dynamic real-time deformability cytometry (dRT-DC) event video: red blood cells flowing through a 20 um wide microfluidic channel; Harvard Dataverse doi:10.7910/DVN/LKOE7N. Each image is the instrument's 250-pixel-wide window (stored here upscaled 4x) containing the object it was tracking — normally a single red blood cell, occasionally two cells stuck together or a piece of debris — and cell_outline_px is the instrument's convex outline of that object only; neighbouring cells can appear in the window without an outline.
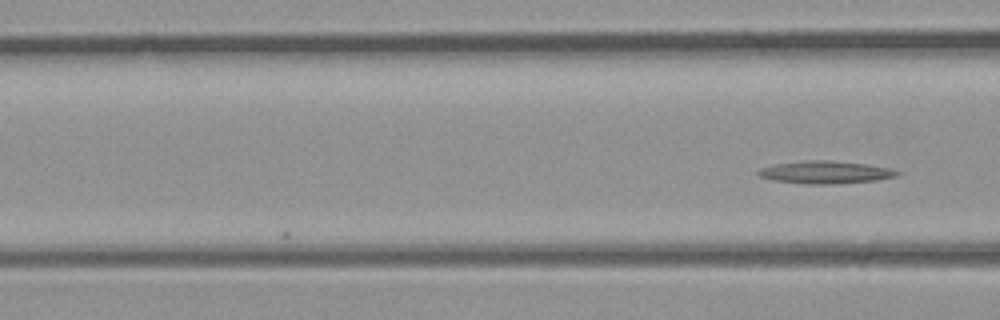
{"species": "common noctule bat (a hibernating species)", "species_latin": "Nyctalus noctula", "temperature_condition": "room temperature", "stored_images_in_passage": 3, "camera_frame_rate_fps": 3000, "um_per_image_px": 0.085, "animal": {"sex": "male", "body_mass_g": 23.1, "forearm_length_mm": 52.7}, "frame": {"image": 1, "passage_image": 3, "time_ms": 0.667, "image_size_px": [1000, 320], "cell_outline_px": [[900, 172], [896, 176], [876, 180], [832, 184], [804, 184], [772, 180], [760, 176], [756, 172], [760, 168], [776, 164], [804, 160], [832, 160], [868, 164], [888, 168]], "centroid_in_image_um": [70.12, 14.64], "position_along_channel_um": 96.5, "area_um2": 18.26}}